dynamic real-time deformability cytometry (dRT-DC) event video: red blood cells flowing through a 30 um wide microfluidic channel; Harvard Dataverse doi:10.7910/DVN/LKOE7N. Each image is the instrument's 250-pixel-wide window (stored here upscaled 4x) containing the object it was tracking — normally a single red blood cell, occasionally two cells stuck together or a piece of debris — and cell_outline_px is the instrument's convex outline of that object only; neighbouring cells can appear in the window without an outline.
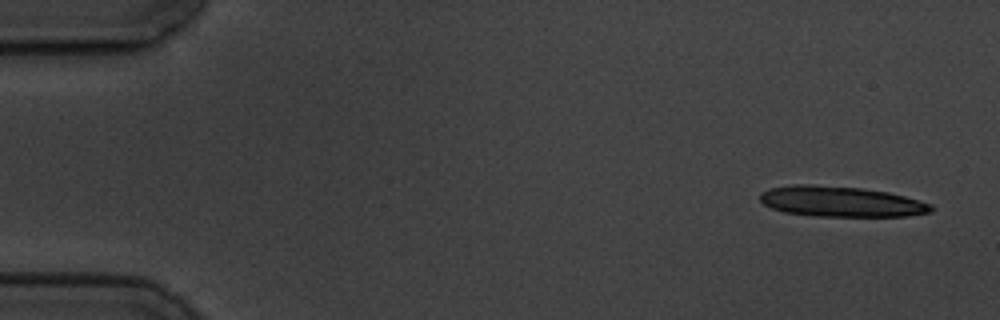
{"species": "common noctule bat (a hibernating species)", "species_latin": "Nyctalus noctula", "temperature_condition": "cold", "stored_images_in_passage": 10, "segment_of_instrument_passage": [1, 2], "camera_frame_rate_fps": 3000, "um_per_image_px": 0.085, "animal": {"sex": "male", "body_mass_g": 19.5, "forearm_length_mm": 54.6}, "frame": {"image": 1, "passage_image": 1, "time_ms": 0.0, "image_size_px": [1000, 320], "cell_outline_px": [[932, 212], [908, 216], [816, 216], [784, 212], [772, 208], [764, 204], [760, 200], [760, 192], [768, 188], [788, 184], [808, 184], [860, 188], [888, 192], [920, 200], [932, 204]], "centroid_in_image_um": [71.45, 17.12], "position_along_channel_um": 13.5, "area_um2": 30.52}}